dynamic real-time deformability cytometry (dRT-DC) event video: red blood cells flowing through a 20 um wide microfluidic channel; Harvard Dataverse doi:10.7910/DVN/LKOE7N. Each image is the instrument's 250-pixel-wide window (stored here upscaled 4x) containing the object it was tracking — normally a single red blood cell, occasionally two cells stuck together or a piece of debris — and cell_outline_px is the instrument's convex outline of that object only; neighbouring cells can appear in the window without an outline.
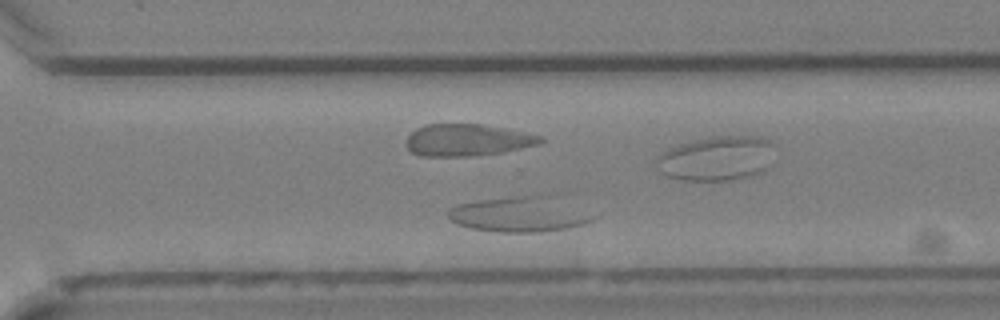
{"species": "Egyptian fruit bat (a non-hibernating species)", "species_latin": "Rousettus aegyptiacus", "temperature_condition": "cold", "stored_images_in_passage": 53, "camera_frame_rate_fps": 3000, "um_per_image_px": 0.085, "animal": {"sex": "female"}, "frame": {"image": 1, "passage_image": 46, "time_ms": 15.0, "image_size_px": [1000, 320], "cell_outline_px": [[596, 216], [592, 220], [568, 228], [540, 232], [500, 232], [472, 228], [456, 224], [448, 216], [448, 208], [456, 204], [480, 200], [508, 196], [544, 192], [560, 192]], "centroid_in_image_um": [44.3, 18.13], "position_along_channel_um": 326.3, "area_um2": 31.39}}